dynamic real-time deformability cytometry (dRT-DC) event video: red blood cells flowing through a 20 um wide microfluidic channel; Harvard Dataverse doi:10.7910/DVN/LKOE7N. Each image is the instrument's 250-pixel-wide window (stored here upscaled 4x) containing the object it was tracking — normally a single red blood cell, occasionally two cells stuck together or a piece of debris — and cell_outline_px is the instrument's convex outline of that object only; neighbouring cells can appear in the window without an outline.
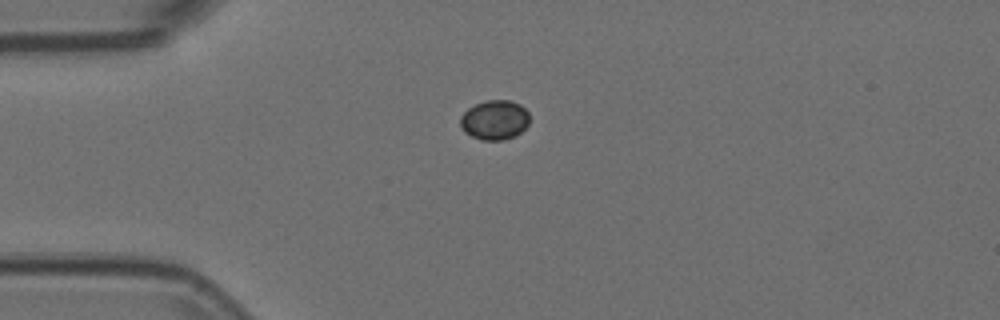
{"species": "Egyptian fruit bat (a non-hibernating species)", "species_latin": "Rousettus aegyptiacus", "temperature_condition": "room temperature", "stored_images_in_passage": 42, "camera_frame_rate_fps": 3000, "um_per_image_px": 0.085, "animal": {"sex": "female"}, "frame": {"image": 1, "passage_image": 1, "time_ms": 0.0, "image_size_px": [1000, 320], "cell_outline_px": [[528, 124], [516, 136], [504, 140], [480, 140], [464, 132], [460, 128], [460, 116], [468, 108], [476, 104], [488, 100], [508, 100], [520, 104], [528, 112]], "centroid_in_image_um": [42.02, 10.21], "position_along_channel_um": 43.0, "area_um2": 16.01}}
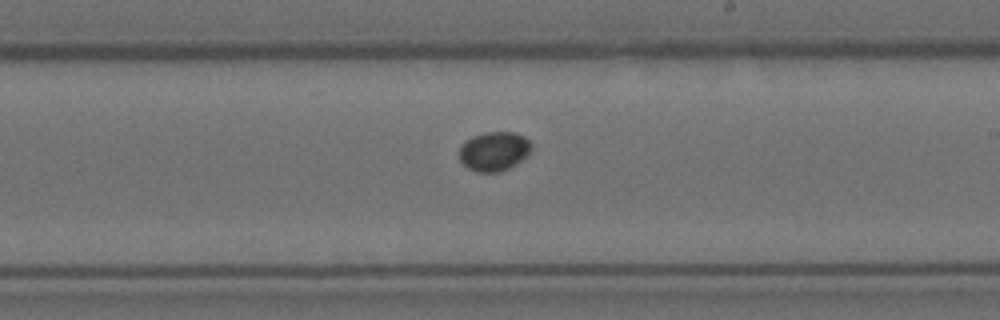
{"frame": {"image": 2, "passage_image": 19, "time_ms": 6.0, "image_size_px": [1000, 320], "cell_outline_px": [[532, 148], [516, 164], [500, 172], [476, 172], [468, 168], [460, 160], [460, 144], [472, 136], [484, 132], [516, 132], [524, 136], [532, 144]], "centroid_in_image_um": [41.97, 12.84], "position_along_channel_um": 247.0, "area_um2": 16.47}}
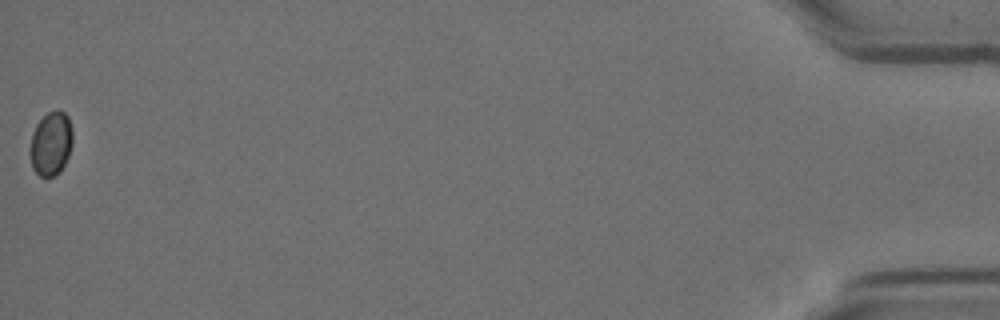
{"frame": {"image": 3, "passage_image": 42, "time_ms": 13.667, "image_size_px": [1000, 320], "cell_outline_px": [[72, 144], [68, 156], [60, 172], [52, 176], [40, 176], [32, 168], [28, 152], [32, 132], [36, 124], [48, 112], [56, 108], [64, 112], [68, 116], [72, 128]], "centroid_in_image_um": [4.31, 12.18], "position_along_channel_um": 430.9, "area_um2": 16.13}, "authors_computed_cell_mechanics": {"area_um2": 16.1551, "velocity_mm_per_s": 3.7113, "shape_relaxation_time_tau1_ms": 3.0801, "shape_relaxation_time_tau2_ms": null, "deformation_change_tau1": 0.0246, "deformation_change_tau2": null}}